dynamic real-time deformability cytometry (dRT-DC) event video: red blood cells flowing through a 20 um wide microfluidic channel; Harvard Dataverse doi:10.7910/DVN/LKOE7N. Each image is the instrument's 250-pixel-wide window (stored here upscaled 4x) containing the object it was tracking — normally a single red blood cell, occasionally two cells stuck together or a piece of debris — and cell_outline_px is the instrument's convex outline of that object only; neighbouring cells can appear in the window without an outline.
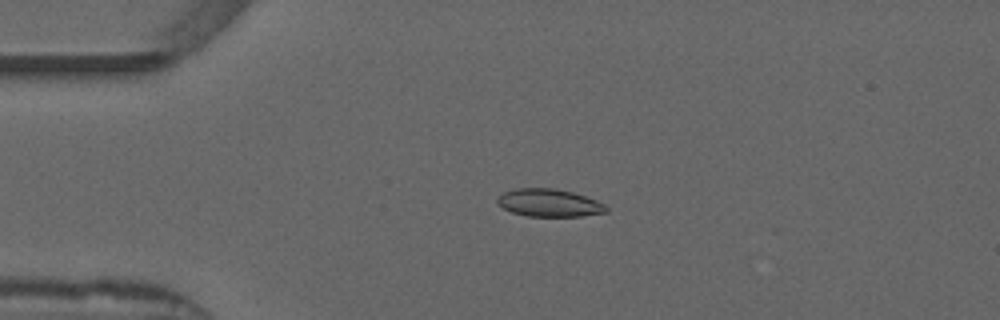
{"species": "common noctule bat (a hibernating species)", "species_latin": "Nyctalus noctula", "temperature_condition": "warm", "stored_images_in_passage": 52, "camera_frame_rate_fps": 3000, "um_per_image_px": 0.085, "animal": {"sex": "male", "forearm_length_mm": 52.5}, "frame": {"image": 1, "passage_image": 11, "time_ms": 3.333, "image_size_px": [1000, 320], "cell_outline_px": [[608, 212], [580, 216], [528, 216], [512, 212], [496, 204], [496, 200], [504, 192], [516, 188], [556, 188], [572, 192], [596, 200], [604, 204], [608, 208]], "centroid_in_image_um": [46.67, 17.24], "position_along_channel_um": 38.3, "area_um2": 17.51}}
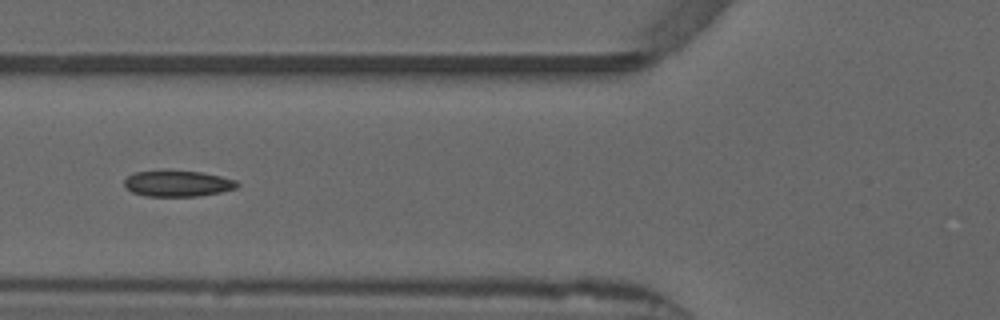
{"frame": {"image": 2, "passage_image": 19, "time_ms": 6.0, "image_size_px": [1000, 320], "cell_outline_px": [[240, 184], [236, 188], [220, 192], [200, 196], [148, 196], [132, 192], [124, 184], [124, 180], [132, 172], [164, 168], [168, 168], [200, 172], [220, 176], [236, 180]], "centroid_in_image_um": [15.07, 15.55], "position_along_channel_um": 110.7, "area_um2": 17.69}}
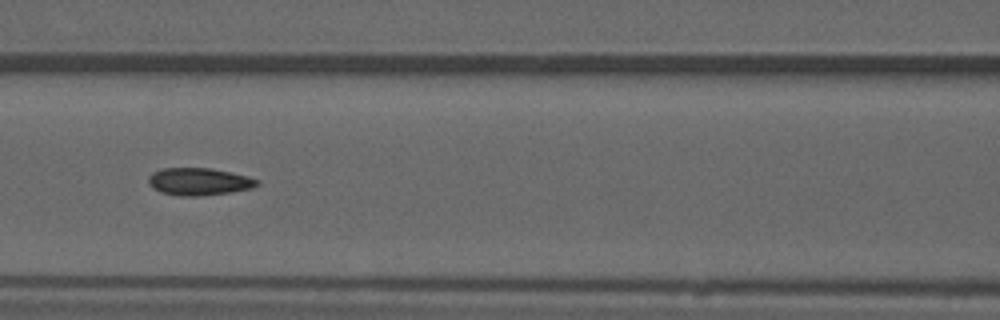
{"frame": {"image": 3, "passage_image": 22, "time_ms": 7.0, "image_size_px": [1000, 320], "cell_outline_px": [[260, 184], [252, 188], [228, 192], [196, 196], [180, 196], [160, 192], [152, 188], [148, 184], [148, 176], [152, 172], [160, 168], [212, 168], [248, 176], [260, 180]], "centroid_in_image_um": [16.88, 15.42], "position_along_channel_um": 149.7, "area_um2": 17.46}, "authors_computed_cell_mechanics": {"area_um2": 16.9932, "velocity_mm_per_s": 3.8796, "shape_relaxation_time_tau1_ms": 10.4916, "shape_relaxation_time_tau2_ms": 1.4906, "deformation_change_tau1": 0.2338, "deformation_change_tau2": 0.0602}}